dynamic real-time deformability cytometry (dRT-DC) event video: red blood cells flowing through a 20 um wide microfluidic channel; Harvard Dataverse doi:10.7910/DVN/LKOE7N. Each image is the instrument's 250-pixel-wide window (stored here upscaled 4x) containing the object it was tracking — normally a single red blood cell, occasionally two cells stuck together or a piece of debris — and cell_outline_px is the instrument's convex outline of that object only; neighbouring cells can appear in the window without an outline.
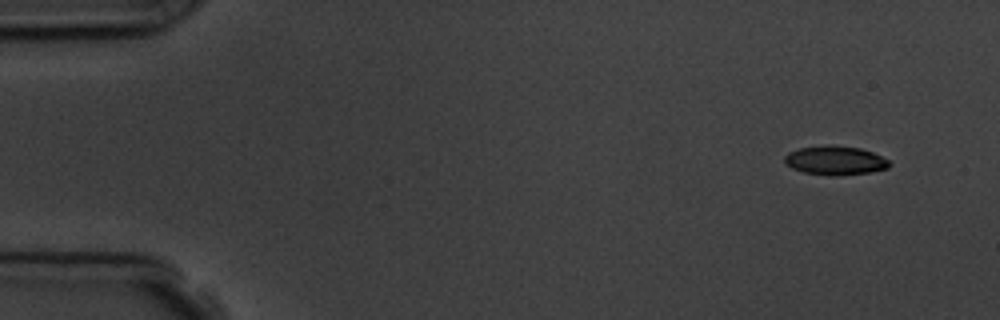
{"species": "common noctule bat (a hibernating species)", "species_latin": "Nyctalus noctula", "temperature_condition": "room temperature", "stored_images_in_passage": 7, "camera_frame_rate_fps": 3000, "um_per_image_px": 0.085, "animal": {"sex": "male", "body_mass_g": 19.5, "forearm_length_mm": 54.6}, "frame": {"image": 1, "passage_image": 1, "time_ms": 0.0, "image_size_px": [1000, 320], "cell_outline_px": [[892, 164], [888, 168], [868, 172], [832, 176], [804, 172], [792, 168], [784, 164], [784, 156], [788, 152], [800, 148], [824, 144], [832, 144], [860, 148], [872, 152], [888, 160]], "centroid_in_image_um": [70.95, 13.62], "position_along_channel_um": 14.0, "area_um2": 17.8}}